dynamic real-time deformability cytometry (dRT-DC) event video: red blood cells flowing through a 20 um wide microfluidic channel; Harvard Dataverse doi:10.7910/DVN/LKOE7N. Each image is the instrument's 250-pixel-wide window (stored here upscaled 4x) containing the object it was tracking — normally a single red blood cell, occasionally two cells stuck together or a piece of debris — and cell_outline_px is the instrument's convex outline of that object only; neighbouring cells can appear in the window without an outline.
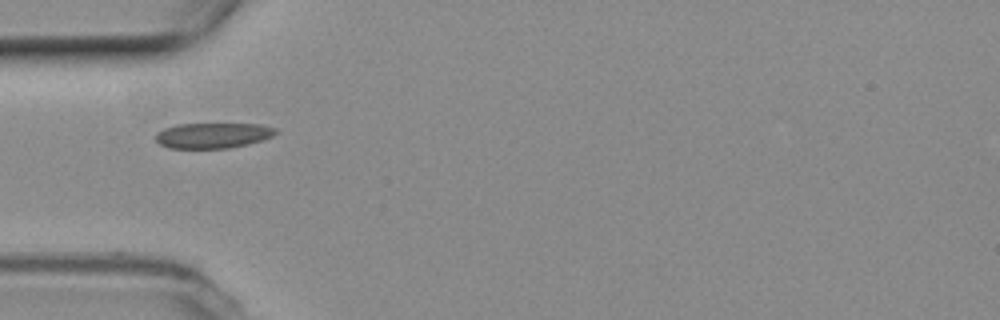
{"species": "common noctule bat (a hibernating species)", "species_latin": "Nyctalus noctula", "temperature_condition": "room temperature", "stored_images_in_passage": 38, "camera_frame_rate_fps": 3000, "um_per_image_px": 0.085, "animal": {"sex": "female", "body_mass_g": 19.3, "forearm_length_mm": 54.1}, "frame": {"image": 1, "passage_image": 1, "time_ms": 0.0, "image_size_px": [1000, 320], "cell_outline_px": [[280, 132], [272, 136], [248, 144], [228, 148], [168, 148], [160, 144], [156, 140], [156, 132], [164, 128], [176, 124], [260, 124], [276, 128]], "centroid_in_image_um": [18.09, 11.5], "position_along_channel_um": 66.9, "area_um2": 17.8}}
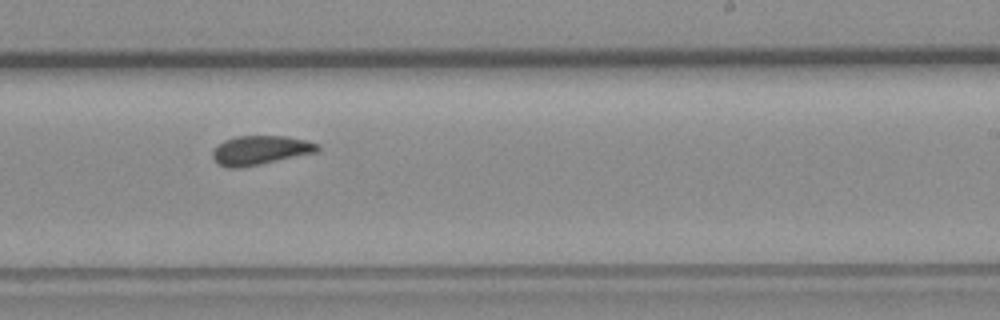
{"frame": {"image": 2, "passage_image": 17, "time_ms": 5.333, "image_size_px": [1000, 320], "cell_outline_px": [[320, 148], [316, 152], [260, 164], [236, 168], [228, 168], [220, 164], [212, 156], [212, 152], [224, 140], [236, 136], [288, 136], [320, 144]], "centroid_in_image_um": [22.14, 12.76], "position_along_channel_um": 266.9, "area_um2": 17.51}}
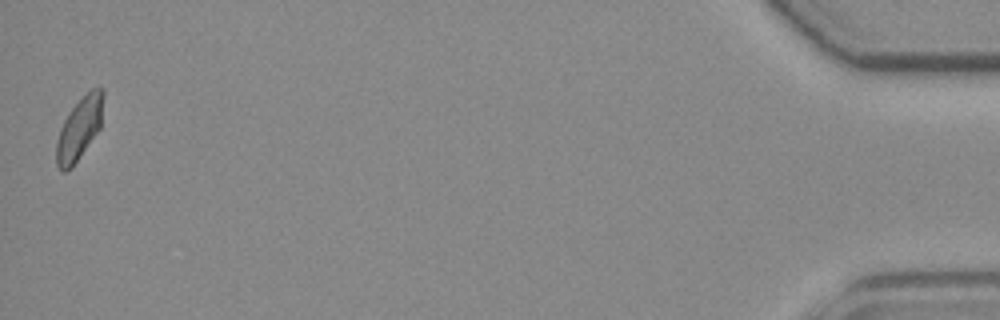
{"frame": {"image": 3, "passage_image": 38, "time_ms": 12.333, "image_size_px": [1000, 320], "cell_outline_px": [[104, 96], [100, 128], [72, 168], [64, 172], [60, 172], [56, 164], [56, 140], [60, 128], [68, 112], [92, 88], [104, 88]], "centroid_in_image_um": [6.73, 10.96], "position_along_channel_um": 428.5, "area_um2": 17.05}, "authors_computed_cell_mechanics": {"area_um2": 17.4556, "velocity_mm_per_s": 3.7486, "shape_relaxation_time_tau1_ms": 8.6673, "shape_relaxation_time_tau2_ms": 2.2108, "deformation_change_tau1": 0.1504, "deformation_change_tau2": 0.0447}}